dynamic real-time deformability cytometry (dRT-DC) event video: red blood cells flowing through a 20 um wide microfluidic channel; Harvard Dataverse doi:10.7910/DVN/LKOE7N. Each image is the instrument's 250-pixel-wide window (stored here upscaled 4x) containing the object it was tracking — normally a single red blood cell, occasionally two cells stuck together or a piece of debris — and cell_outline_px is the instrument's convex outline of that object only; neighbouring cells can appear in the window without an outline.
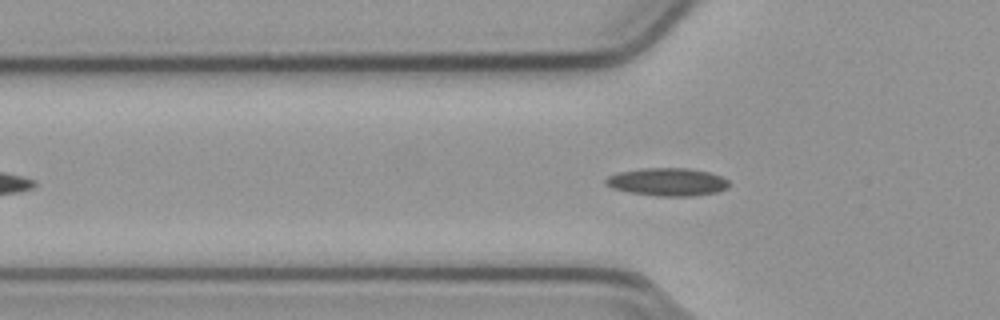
{"species": "common noctule bat (a hibernating species)", "species_latin": "Nyctalus noctula", "temperature_condition": "cold", "stored_images_in_passage": 39, "camera_frame_rate_fps": 3000, "um_per_image_px": 0.085, "animal": {"sex": "male", "body_mass_g": 23.1, "forearm_length_mm": 52.7}, "frame": {"image": 1, "passage_image": 8, "time_ms": 2.333, "image_size_px": [1000, 320], "cell_outline_px": [[728, 188], [716, 192], [692, 196], [656, 196], [628, 192], [612, 188], [604, 184], [604, 180], [608, 176], [616, 172], [640, 168], [688, 168], [708, 172], [720, 176], [728, 180]], "centroid_in_image_um": [56.67, 15.46], "position_along_channel_um": 69.1, "area_um2": 20.17}}
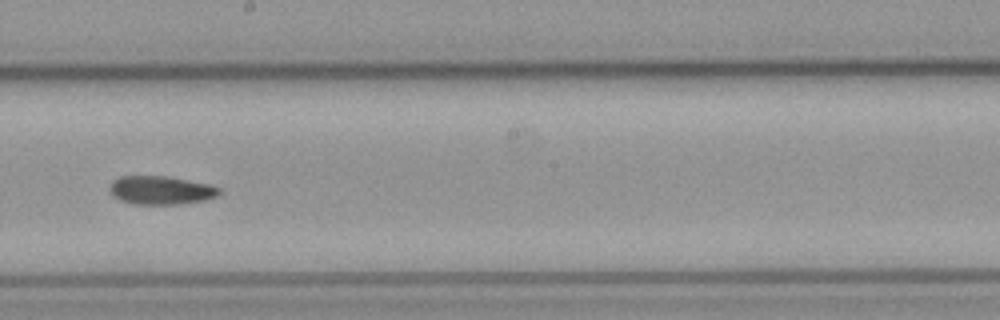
{"frame": {"image": 2, "passage_image": 21, "time_ms": 6.667, "image_size_px": [1000, 320], "cell_outline_px": [[220, 192], [216, 196], [204, 200], [180, 204], [132, 204], [120, 200], [112, 196], [108, 188], [112, 180], [120, 176], [164, 176], [208, 184], [220, 188]], "centroid_in_image_um": [13.61, 16.17], "position_along_channel_um": 234.6, "area_um2": 18.15}}
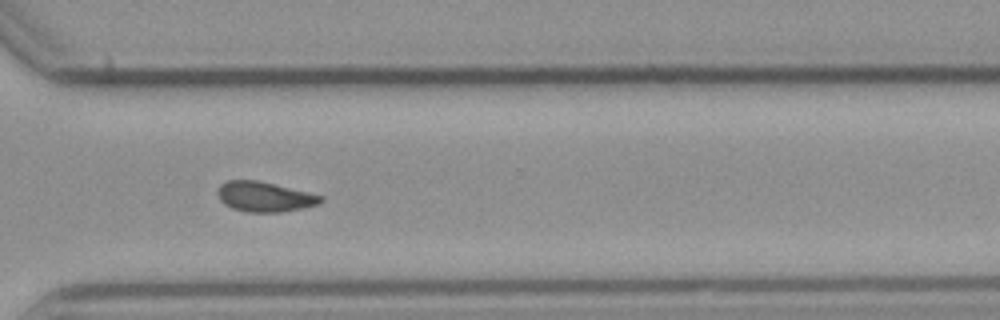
{"frame": {"image": 3, "passage_image": 30, "time_ms": 9.667, "image_size_px": [1000, 320], "cell_outline_px": [[324, 200], [320, 204], [304, 208], [280, 212], [244, 212], [232, 208], [224, 204], [220, 200], [220, 184], [228, 180], [256, 180], [324, 196]], "centroid_in_image_um": [22.53, 16.74], "position_along_channel_um": 348.1, "area_um2": 17.86}, "authors_computed_cell_mechanics": {"area_um2": 18.207, "velocity_mm_per_s": 3.8001, "shape_relaxation_time_tau1_ms": null, "shape_relaxation_time_tau2_ms": 8.6453, "deformation_change_tau1": null, "deformation_change_tau2": 0.1618}}